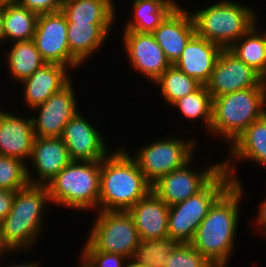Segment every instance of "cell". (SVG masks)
<instances>
[{
	"label": "cell",
	"instance_id": "7c38bea8",
	"mask_svg": "<svg viewBox=\"0 0 266 267\" xmlns=\"http://www.w3.org/2000/svg\"><path fill=\"white\" fill-rule=\"evenodd\" d=\"M205 86L213 99L251 87H266V80L229 49H223Z\"/></svg>",
	"mask_w": 266,
	"mask_h": 267
},
{
	"label": "cell",
	"instance_id": "f1b7e54d",
	"mask_svg": "<svg viewBox=\"0 0 266 267\" xmlns=\"http://www.w3.org/2000/svg\"><path fill=\"white\" fill-rule=\"evenodd\" d=\"M153 84L159 87L162 100L169 106L178 99L193 93L202 85L174 65L166 69Z\"/></svg>",
	"mask_w": 266,
	"mask_h": 267
},
{
	"label": "cell",
	"instance_id": "836d02e7",
	"mask_svg": "<svg viewBox=\"0 0 266 267\" xmlns=\"http://www.w3.org/2000/svg\"><path fill=\"white\" fill-rule=\"evenodd\" d=\"M79 256L86 267H124L126 257L96 250L87 240Z\"/></svg>",
	"mask_w": 266,
	"mask_h": 267
},
{
	"label": "cell",
	"instance_id": "7402d4cb",
	"mask_svg": "<svg viewBox=\"0 0 266 267\" xmlns=\"http://www.w3.org/2000/svg\"><path fill=\"white\" fill-rule=\"evenodd\" d=\"M128 213L134 220L141 240L168 237L169 206L152 190L133 205Z\"/></svg>",
	"mask_w": 266,
	"mask_h": 267
},
{
	"label": "cell",
	"instance_id": "9c48e42d",
	"mask_svg": "<svg viewBox=\"0 0 266 267\" xmlns=\"http://www.w3.org/2000/svg\"><path fill=\"white\" fill-rule=\"evenodd\" d=\"M86 240L98 251L132 259L141 241L128 211H97Z\"/></svg>",
	"mask_w": 266,
	"mask_h": 267
},
{
	"label": "cell",
	"instance_id": "4fadbf2b",
	"mask_svg": "<svg viewBox=\"0 0 266 267\" xmlns=\"http://www.w3.org/2000/svg\"><path fill=\"white\" fill-rule=\"evenodd\" d=\"M72 79L43 104L34 107L31 117L35 137H61L66 124L80 111ZM38 113V114H37Z\"/></svg>",
	"mask_w": 266,
	"mask_h": 267
},
{
	"label": "cell",
	"instance_id": "8992f818",
	"mask_svg": "<svg viewBox=\"0 0 266 267\" xmlns=\"http://www.w3.org/2000/svg\"><path fill=\"white\" fill-rule=\"evenodd\" d=\"M101 161L72 160L48 184L51 204L98 211Z\"/></svg>",
	"mask_w": 266,
	"mask_h": 267
},
{
	"label": "cell",
	"instance_id": "ba28073f",
	"mask_svg": "<svg viewBox=\"0 0 266 267\" xmlns=\"http://www.w3.org/2000/svg\"><path fill=\"white\" fill-rule=\"evenodd\" d=\"M161 137L138 147L133 158L143 173L146 181L152 186L164 175L182 168L194 160L196 141L175 137Z\"/></svg>",
	"mask_w": 266,
	"mask_h": 267
},
{
	"label": "cell",
	"instance_id": "44dd1931",
	"mask_svg": "<svg viewBox=\"0 0 266 267\" xmlns=\"http://www.w3.org/2000/svg\"><path fill=\"white\" fill-rule=\"evenodd\" d=\"M222 50L221 46L195 34L174 66L200 84L206 85Z\"/></svg>",
	"mask_w": 266,
	"mask_h": 267
},
{
	"label": "cell",
	"instance_id": "3957f363",
	"mask_svg": "<svg viewBox=\"0 0 266 267\" xmlns=\"http://www.w3.org/2000/svg\"><path fill=\"white\" fill-rule=\"evenodd\" d=\"M50 203L47 185L28 184L16 191L10 212L0 222L3 240L13 253L30 251L37 244L45 227L43 211Z\"/></svg>",
	"mask_w": 266,
	"mask_h": 267
},
{
	"label": "cell",
	"instance_id": "d4e9b609",
	"mask_svg": "<svg viewBox=\"0 0 266 267\" xmlns=\"http://www.w3.org/2000/svg\"><path fill=\"white\" fill-rule=\"evenodd\" d=\"M12 44V45H11ZM10 50L6 59V66L13 80L21 83L30 77L46 62L37 50L34 40L17 41L9 44Z\"/></svg>",
	"mask_w": 266,
	"mask_h": 267
},
{
	"label": "cell",
	"instance_id": "e0dca14e",
	"mask_svg": "<svg viewBox=\"0 0 266 267\" xmlns=\"http://www.w3.org/2000/svg\"><path fill=\"white\" fill-rule=\"evenodd\" d=\"M227 159L222 161L223 169L231 177L233 184H241L235 174L236 160H247L266 167V113L248 126L231 144ZM229 155V157H228ZM235 162H234V161ZM235 164V165H234Z\"/></svg>",
	"mask_w": 266,
	"mask_h": 267
},
{
	"label": "cell",
	"instance_id": "30bf717a",
	"mask_svg": "<svg viewBox=\"0 0 266 267\" xmlns=\"http://www.w3.org/2000/svg\"><path fill=\"white\" fill-rule=\"evenodd\" d=\"M33 40L46 63L60 64L72 71L80 68L69 51L67 19L62 11L39 14Z\"/></svg>",
	"mask_w": 266,
	"mask_h": 267
},
{
	"label": "cell",
	"instance_id": "f546056e",
	"mask_svg": "<svg viewBox=\"0 0 266 267\" xmlns=\"http://www.w3.org/2000/svg\"><path fill=\"white\" fill-rule=\"evenodd\" d=\"M213 99L205 85H201L196 91L175 101L171 108L179 109L184 119L203 120L205 128L210 132L212 123Z\"/></svg>",
	"mask_w": 266,
	"mask_h": 267
},
{
	"label": "cell",
	"instance_id": "f35d334b",
	"mask_svg": "<svg viewBox=\"0 0 266 267\" xmlns=\"http://www.w3.org/2000/svg\"><path fill=\"white\" fill-rule=\"evenodd\" d=\"M11 265H7L5 267H40L38 263H36L35 261L33 262H26V263H10ZM2 264H0V267H4V266H1Z\"/></svg>",
	"mask_w": 266,
	"mask_h": 267
},
{
	"label": "cell",
	"instance_id": "2e32d148",
	"mask_svg": "<svg viewBox=\"0 0 266 267\" xmlns=\"http://www.w3.org/2000/svg\"><path fill=\"white\" fill-rule=\"evenodd\" d=\"M30 161L33 171L27 164L29 184L47 185L72 160L61 137H35Z\"/></svg>",
	"mask_w": 266,
	"mask_h": 267
},
{
	"label": "cell",
	"instance_id": "52a82bcc",
	"mask_svg": "<svg viewBox=\"0 0 266 267\" xmlns=\"http://www.w3.org/2000/svg\"><path fill=\"white\" fill-rule=\"evenodd\" d=\"M232 184L231 177L222 169L197 194L169 206L168 237L180 243H190L210 207Z\"/></svg>",
	"mask_w": 266,
	"mask_h": 267
},
{
	"label": "cell",
	"instance_id": "d6a6232c",
	"mask_svg": "<svg viewBox=\"0 0 266 267\" xmlns=\"http://www.w3.org/2000/svg\"><path fill=\"white\" fill-rule=\"evenodd\" d=\"M165 267H215L190 243H180L164 260Z\"/></svg>",
	"mask_w": 266,
	"mask_h": 267
},
{
	"label": "cell",
	"instance_id": "5b68a950",
	"mask_svg": "<svg viewBox=\"0 0 266 267\" xmlns=\"http://www.w3.org/2000/svg\"><path fill=\"white\" fill-rule=\"evenodd\" d=\"M266 87H251L213 98L210 135L231 145L255 120L266 113Z\"/></svg>",
	"mask_w": 266,
	"mask_h": 267
},
{
	"label": "cell",
	"instance_id": "484cf974",
	"mask_svg": "<svg viewBox=\"0 0 266 267\" xmlns=\"http://www.w3.org/2000/svg\"><path fill=\"white\" fill-rule=\"evenodd\" d=\"M258 19L229 50L266 80V37L257 29ZM259 30V31H258Z\"/></svg>",
	"mask_w": 266,
	"mask_h": 267
},
{
	"label": "cell",
	"instance_id": "ac0fdd59",
	"mask_svg": "<svg viewBox=\"0 0 266 267\" xmlns=\"http://www.w3.org/2000/svg\"><path fill=\"white\" fill-rule=\"evenodd\" d=\"M183 8L172 10L152 32L171 65L180 58L186 44L196 34L191 12Z\"/></svg>",
	"mask_w": 266,
	"mask_h": 267
},
{
	"label": "cell",
	"instance_id": "603a6c76",
	"mask_svg": "<svg viewBox=\"0 0 266 267\" xmlns=\"http://www.w3.org/2000/svg\"><path fill=\"white\" fill-rule=\"evenodd\" d=\"M114 23H67L71 55L83 66L84 62L106 43ZM99 49V50H98Z\"/></svg>",
	"mask_w": 266,
	"mask_h": 267
},
{
	"label": "cell",
	"instance_id": "4dcf8cb0",
	"mask_svg": "<svg viewBox=\"0 0 266 267\" xmlns=\"http://www.w3.org/2000/svg\"><path fill=\"white\" fill-rule=\"evenodd\" d=\"M179 244V241L169 237L141 240L132 259L143 267H165L167 255L173 253Z\"/></svg>",
	"mask_w": 266,
	"mask_h": 267
},
{
	"label": "cell",
	"instance_id": "ffe728a7",
	"mask_svg": "<svg viewBox=\"0 0 266 267\" xmlns=\"http://www.w3.org/2000/svg\"><path fill=\"white\" fill-rule=\"evenodd\" d=\"M66 66L45 63L30 77L21 82L24 89L23 102L32 110L43 104L50 96L63 88L72 78Z\"/></svg>",
	"mask_w": 266,
	"mask_h": 267
},
{
	"label": "cell",
	"instance_id": "1f68e13d",
	"mask_svg": "<svg viewBox=\"0 0 266 267\" xmlns=\"http://www.w3.org/2000/svg\"><path fill=\"white\" fill-rule=\"evenodd\" d=\"M28 184L27 163L15 157L0 156V189L18 191Z\"/></svg>",
	"mask_w": 266,
	"mask_h": 267
},
{
	"label": "cell",
	"instance_id": "ab89813d",
	"mask_svg": "<svg viewBox=\"0 0 266 267\" xmlns=\"http://www.w3.org/2000/svg\"><path fill=\"white\" fill-rule=\"evenodd\" d=\"M5 34H4V20H3V8L0 7V44L4 43Z\"/></svg>",
	"mask_w": 266,
	"mask_h": 267
},
{
	"label": "cell",
	"instance_id": "cb8c5ba5",
	"mask_svg": "<svg viewBox=\"0 0 266 267\" xmlns=\"http://www.w3.org/2000/svg\"><path fill=\"white\" fill-rule=\"evenodd\" d=\"M114 0H65L62 12L67 23H114Z\"/></svg>",
	"mask_w": 266,
	"mask_h": 267
},
{
	"label": "cell",
	"instance_id": "7bdbcfd3",
	"mask_svg": "<svg viewBox=\"0 0 266 267\" xmlns=\"http://www.w3.org/2000/svg\"><path fill=\"white\" fill-rule=\"evenodd\" d=\"M124 267H143L142 265L138 264L136 261L133 259H128L125 263Z\"/></svg>",
	"mask_w": 266,
	"mask_h": 267
},
{
	"label": "cell",
	"instance_id": "d590c367",
	"mask_svg": "<svg viewBox=\"0 0 266 267\" xmlns=\"http://www.w3.org/2000/svg\"><path fill=\"white\" fill-rule=\"evenodd\" d=\"M16 191L0 189V222L11 210Z\"/></svg>",
	"mask_w": 266,
	"mask_h": 267
},
{
	"label": "cell",
	"instance_id": "74e56055",
	"mask_svg": "<svg viewBox=\"0 0 266 267\" xmlns=\"http://www.w3.org/2000/svg\"><path fill=\"white\" fill-rule=\"evenodd\" d=\"M8 254H11V256L13 255L11 249L5 244L4 240H3V236H2V231H1V225H0V259L1 257H4ZM2 263V262H0Z\"/></svg>",
	"mask_w": 266,
	"mask_h": 267
},
{
	"label": "cell",
	"instance_id": "4316f807",
	"mask_svg": "<svg viewBox=\"0 0 266 267\" xmlns=\"http://www.w3.org/2000/svg\"><path fill=\"white\" fill-rule=\"evenodd\" d=\"M131 4L132 18L126 19L123 30L152 33L172 11L160 0H132Z\"/></svg>",
	"mask_w": 266,
	"mask_h": 267
},
{
	"label": "cell",
	"instance_id": "277c9868",
	"mask_svg": "<svg viewBox=\"0 0 266 267\" xmlns=\"http://www.w3.org/2000/svg\"><path fill=\"white\" fill-rule=\"evenodd\" d=\"M246 4L231 0H219L191 11L197 36L229 49L252 26L258 15Z\"/></svg>",
	"mask_w": 266,
	"mask_h": 267
},
{
	"label": "cell",
	"instance_id": "6da1fadb",
	"mask_svg": "<svg viewBox=\"0 0 266 267\" xmlns=\"http://www.w3.org/2000/svg\"><path fill=\"white\" fill-rule=\"evenodd\" d=\"M242 184H232L214 202L190 242L215 267H227L234 253L240 217L239 204L244 195Z\"/></svg>",
	"mask_w": 266,
	"mask_h": 267
},
{
	"label": "cell",
	"instance_id": "60d3db41",
	"mask_svg": "<svg viewBox=\"0 0 266 267\" xmlns=\"http://www.w3.org/2000/svg\"><path fill=\"white\" fill-rule=\"evenodd\" d=\"M20 4V0H0V7L17 6Z\"/></svg>",
	"mask_w": 266,
	"mask_h": 267
},
{
	"label": "cell",
	"instance_id": "ee69618b",
	"mask_svg": "<svg viewBox=\"0 0 266 267\" xmlns=\"http://www.w3.org/2000/svg\"><path fill=\"white\" fill-rule=\"evenodd\" d=\"M79 263H81V264L78 267H86V265L82 261Z\"/></svg>",
	"mask_w": 266,
	"mask_h": 267
},
{
	"label": "cell",
	"instance_id": "e575fe53",
	"mask_svg": "<svg viewBox=\"0 0 266 267\" xmlns=\"http://www.w3.org/2000/svg\"><path fill=\"white\" fill-rule=\"evenodd\" d=\"M65 0H20V6L39 14L53 13L62 10Z\"/></svg>",
	"mask_w": 266,
	"mask_h": 267
},
{
	"label": "cell",
	"instance_id": "8fae6325",
	"mask_svg": "<svg viewBox=\"0 0 266 267\" xmlns=\"http://www.w3.org/2000/svg\"><path fill=\"white\" fill-rule=\"evenodd\" d=\"M188 162L180 169L174 170L151 186V190L168 206L183 202L201 191L222 169V162L208 165L203 170L191 169Z\"/></svg>",
	"mask_w": 266,
	"mask_h": 267
},
{
	"label": "cell",
	"instance_id": "d6986e66",
	"mask_svg": "<svg viewBox=\"0 0 266 267\" xmlns=\"http://www.w3.org/2000/svg\"><path fill=\"white\" fill-rule=\"evenodd\" d=\"M35 139L32 118L0 110V156L28 162Z\"/></svg>",
	"mask_w": 266,
	"mask_h": 267
},
{
	"label": "cell",
	"instance_id": "7a4b0ae2",
	"mask_svg": "<svg viewBox=\"0 0 266 267\" xmlns=\"http://www.w3.org/2000/svg\"><path fill=\"white\" fill-rule=\"evenodd\" d=\"M118 147L101 160L98 211H128L151 191L135 159Z\"/></svg>",
	"mask_w": 266,
	"mask_h": 267
},
{
	"label": "cell",
	"instance_id": "5bb4252c",
	"mask_svg": "<svg viewBox=\"0 0 266 267\" xmlns=\"http://www.w3.org/2000/svg\"><path fill=\"white\" fill-rule=\"evenodd\" d=\"M122 32V44L130 66L153 83L171 66L163 49L152 33L130 30Z\"/></svg>",
	"mask_w": 266,
	"mask_h": 267
},
{
	"label": "cell",
	"instance_id": "b9f144b4",
	"mask_svg": "<svg viewBox=\"0 0 266 267\" xmlns=\"http://www.w3.org/2000/svg\"><path fill=\"white\" fill-rule=\"evenodd\" d=\"M160 1L168 5L172 10L181 8V5L178 4L176 0H160Z\"/></svg>",
	"mask_w": 266,
	"mask_h": 267
},
{
	"label": "cell",
	"instance_id": "9a60e30c",
	"mask_svg": "<svg viewBox=\"0 0 266 267\" xmlns=\"http://www.w3.org/2000/svg\"><path fill=\"white\" fill-rule=\"evenodd\" d=\"M79 111L64 127L61 136L71 160L101 161L109 153L105 138Z\"/></svg>",
	"mask_w": 266,
	"mask_h": 267
},
{
	"label": "cell",
	"instance_id": "83f0119b",
	"mask_svg": "<svg viewBox=\"0 0 266 267\" xmlns=\"http://www.w3.org/2000/svg\"><path fill=\"white\" fill-rule=\"evenodd\" d=\"M38 14L20 5L3 7L5 42L32 40Z\"/></svg>",
	"mask_w": 266,
	"mask_h": 267
},
{
	"label": "cell",
	"instance_id": "8d00e7d4",
	"mask_svg": "<svg viewBox=\"0 0 266 267\" xmlns=\"http://www.w3.org/2000/svg\"><path fill=\"white\" fill-rule=\"evenodd\" d=\"M257 217H256V224L258 225L257 230H261L262 234H264L263 236L266 237V198H264L263 202H261V205L259 207L258 213H257ZM260 225V226H259ZM259 227H261L259 229Z\"/></svg>",
	"mask_w": 266,
	"mask_h": 267
}]
</instances>
